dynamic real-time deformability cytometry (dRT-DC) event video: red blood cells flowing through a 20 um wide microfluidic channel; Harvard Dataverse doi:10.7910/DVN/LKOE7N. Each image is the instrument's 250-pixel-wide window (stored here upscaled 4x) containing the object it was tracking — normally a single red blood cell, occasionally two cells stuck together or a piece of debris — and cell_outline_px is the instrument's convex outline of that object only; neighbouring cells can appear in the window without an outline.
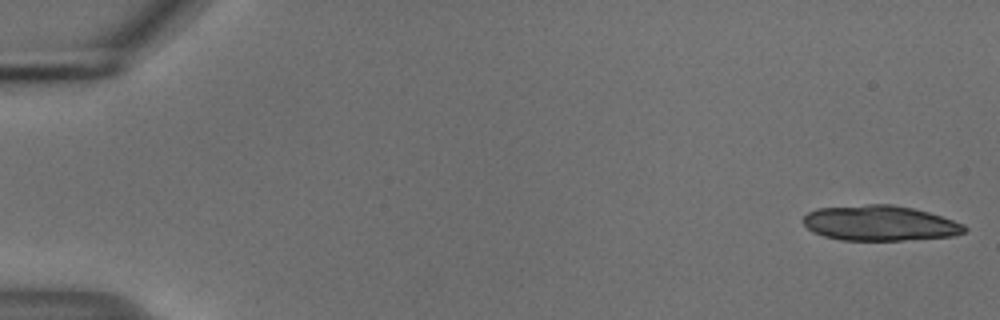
{"species": "common noctule bat (a hibernating species)", "species_latin": "Nyctalus noctula", "temperature_condition": "cold", "stored_images_in_passage": 24, "camera_frame_rate_fps": 3000, "um_per_image_px": 0.085, "animal": {"sex": "male", "body_mass_g": 18.8}, "frame": {"image": 1, "passage_image": 1, "time_ms": 0.0, "image_size_px": [1000, 320], "cell_outline_px": [[968, 228], [964, 232], [952, 236], [904, 240], [840, 240], [824, 236], [812, 232], [804, 224], [804, 216], [808, 212], [816, 208], [868, 204], [892, 204], [912, 208], [928, 212], [964, 224]], "centroid_in_image_um": [74.76, 18.96], "position_along_channel_um": 10.2, "area_um2": 33.06}}